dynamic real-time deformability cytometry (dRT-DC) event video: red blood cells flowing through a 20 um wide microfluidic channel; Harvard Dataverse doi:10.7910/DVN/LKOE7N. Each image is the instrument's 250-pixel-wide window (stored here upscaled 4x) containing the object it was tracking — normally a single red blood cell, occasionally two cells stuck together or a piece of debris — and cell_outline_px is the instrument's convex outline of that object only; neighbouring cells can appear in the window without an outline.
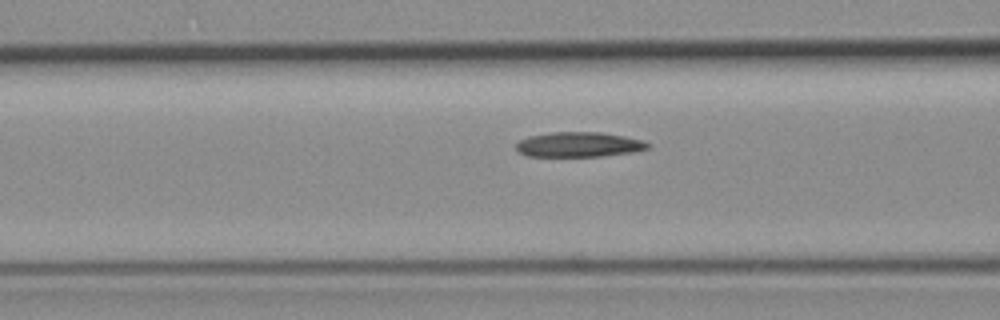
{"species": "common noctule bat (a hibernating species)", "species_latin": "Nyctalus noctula", "temperature_condition": "room temperature", "stored_images_in_passage": 6, "camera_frame_rate_fps": 3000, "um_per_image_px": 0.085, "animal": {"sex": "female", "body_mass_g": 19.3, "forearm_length_mm": 54.1}, "frame": {"image": 1, "passage_image": 5, "time_ms": 6.333, "image_size_px": [1000, 320], "cell_outline_px": [[652, 144], [648, 148], [632, 152], [600, 156], [528, 156], [520, 152], [516, 148], [516, 144], [520, 140], [528, 136], [552, 132], [600, 132], [624, 136], [640, 140]], "centroid_in_image_um": [49.19, 12.28], "position_along_channel_um": 117.4, "area_um2": 18.96}}
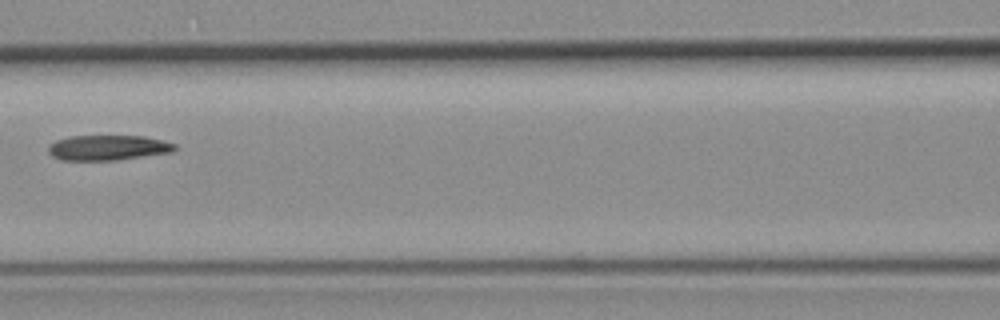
{"frame": {"image": 2, "passage_image": 6, "time_ms": 7.333, "image_size_px": [1000, 320], "cell_outline_px": [[176, 148], [172, 152], [116, 160], [60, 160], [52, 156], [48, 152], [48, 144], [56, 140], [68, 136], [144, 136], [176, 144]], "centroid_in_image_um": [9.12, 12.55], "position_along_channel_um": 157.5, "area_um2": 18.55}}